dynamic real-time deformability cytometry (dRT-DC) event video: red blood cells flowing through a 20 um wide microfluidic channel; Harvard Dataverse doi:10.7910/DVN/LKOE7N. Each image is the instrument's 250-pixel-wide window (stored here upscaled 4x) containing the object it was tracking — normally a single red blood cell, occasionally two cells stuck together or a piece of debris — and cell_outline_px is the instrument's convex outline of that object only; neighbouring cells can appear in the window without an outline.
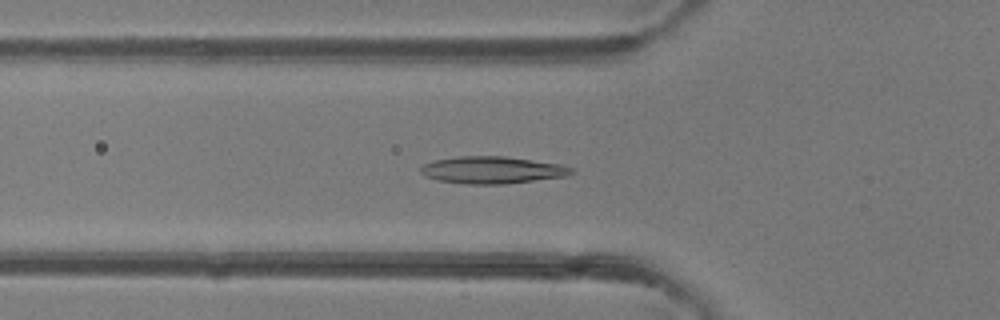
{"species": "common noctule bat (a hibernating species)", "species_latin": "Nyctalus noctula", "temperature_condition": "room temperature", "stored_images_in_passage": 39, "camera_frame_rate_fps": 3000, "um_per_image_px": 0.085, "animal": {"sex": "female"}, "frame": {"image": 1, "passage_image": 7, "time_ms": 2.0, "image_size_px": [1000, 320], "cell_outline_px": [[572, 172], [568, 176], [504, 184], [468, 184], [436, 180], [424, 176], [420, 172], [420, 168], [424, 164], [436, 160], [456, 156], [504, 156], [560, 164], [572, 168]], "centroid_in_image_um": [41.81, 14.45], "position_along_channel_um": 84.0, "area_um2": 23.76}}
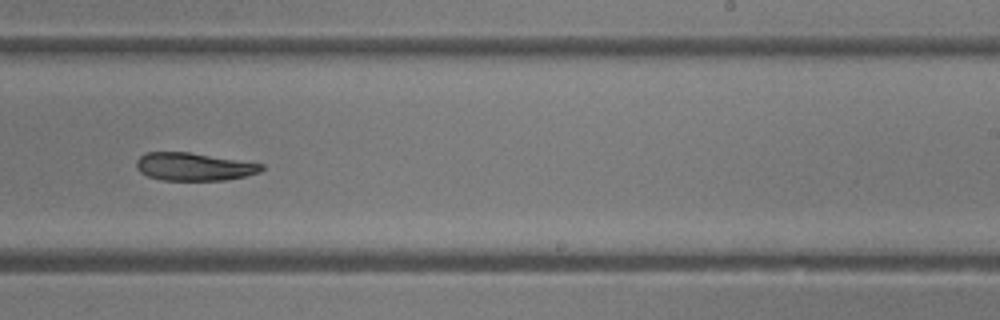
{"frame": {"image": 2, "passage_image": 20, "time_ms": 6.333, "image_size_px": [1000, 320], "cell_outline_px": [[264, 168], [260, 172], [244, 176], [224, 180], [164, 180], [148, 176], [140, 172], [136, 168], [136, 160], [144, 152], [188, 152], [264, 164]], "centroid_in_image_um": [16.45, 14.16], "position_along_channel_um": 272.5, "area_um2": 20.23}}
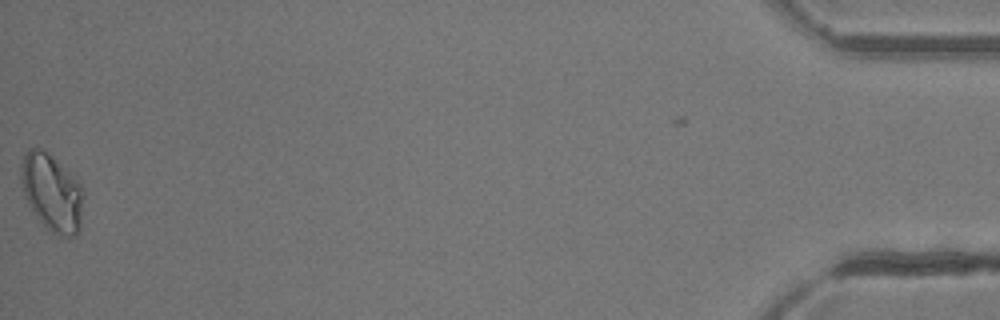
{"frame": {"image": 3, "passage_image": 38, "time_ms": 12.333, "image_size_px": [1000, 320], "cell_outline_px": [[84, 196], [80, 228], [76, 236], [68, 240], [52, 232], [36, 216], [24, 196], [20, 180], [20, 164], [28, 148], [36, 144], [44, 148], [80, 184], [84, 192]], "centroid_in_image_um": [4.4, 16.36], "position_along_channel_um": 430.8, "area_um2": 28.55}, "authors_computed_cell_mechanics": {"area_um2": 21.7328, "velocity_mm_per_s": 4.3428, "shape_relaxation_time_tau1_ms": null, "shape_relaxation_time_tau2_ms": 2.1368, "deformation_change_tau1": null, "deformation_change_tau2": 0.0607}}